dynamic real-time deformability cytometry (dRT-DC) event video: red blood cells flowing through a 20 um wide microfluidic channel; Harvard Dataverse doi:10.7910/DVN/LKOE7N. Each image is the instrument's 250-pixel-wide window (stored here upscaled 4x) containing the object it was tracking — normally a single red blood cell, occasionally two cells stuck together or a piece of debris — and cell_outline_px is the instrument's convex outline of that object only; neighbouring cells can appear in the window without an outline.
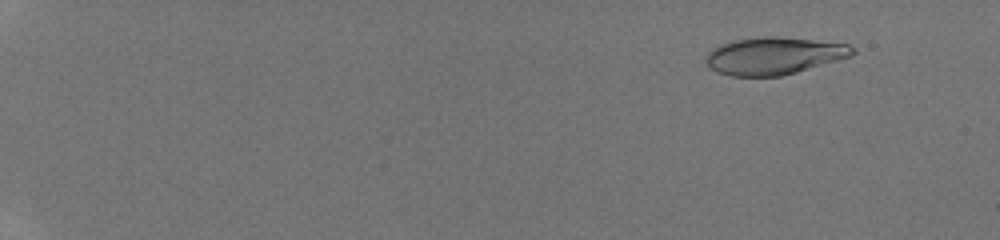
{"species": "human", "species_latin": "Homo sapiens", "temperature_condition": "room temperature", "stored_images_in_passage": 54, "camera_frame_rate_fps": 3000, "um_per_image_px": 0.085, "donor": {"sex": "male"}, "frame": {"image": 1, "passage_image": 7, "time_ms": 2.0, "image_size_px": [1000, 240], "cell_outline_px": [[856, 52], [852, 56], [796, 72], [780, 76], [732, 76], [720, 72], [712, 68], [704, 60], [704, 56], [712, 48], [732, 40], [764, 36], [776, 36], [848, 44], [856, 48]], "centroid_in_image_um": [65.79, 4.73], "position_along_channel_um": 19.2, "area_um2": 31.79}}
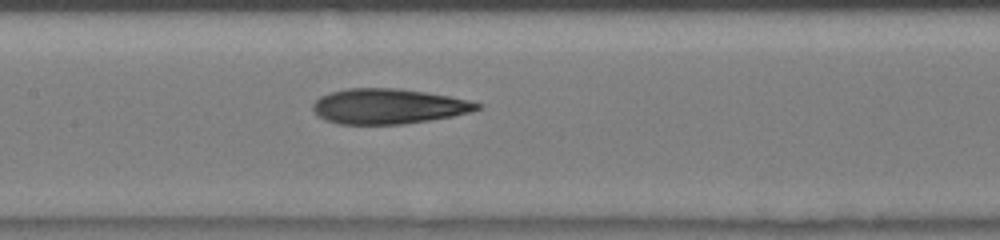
{"frame": {"image": 2, "passage_image": 31, "time_ms": 10.0, "image_size_px": [1000, 240], "cell_outline_px": [[484, 104], [480, 108], [468, 112], [452, 116], [432, 120], [404, 124], [340, 124], [328, 120], [320, 116], [312, 108], [312, 104], [320, 96], [332, 92], [348, 88], [396, 88], [424, 92], [448, 96], [468, 100]], "centroid_in_image_um": [33.02, 9.03], "position_along_channel_um": 174.4, "area_um2": 33.41}}
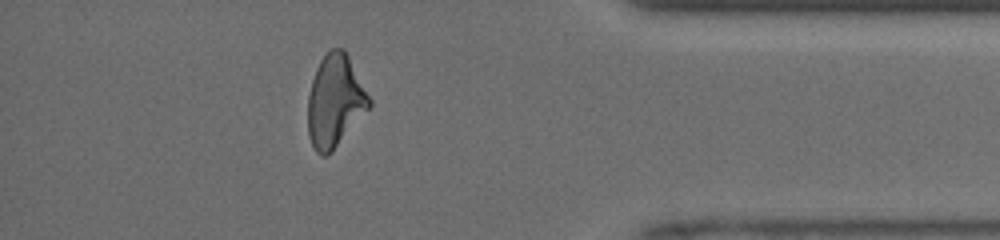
{"frame": {"image": 3, "passage_image": 49, "time_ms": 16.0, "image_size_px": [1000, 240], "cell_outline_px": [[372, 104], [332, 152], [324, 156], [320, 156], [316, 152], [308, 136], [308, 96], [312, 80], [316, 68], [320, 60], [332, 48], [344, 48], [372, 100]], "centroid_in_image_um": [28.47, 8.6], "position_along_channel_um": 406.7, "area_um2": 32.83}, "authors_computed_cell_mechanics": {"area_um2": 32.8304, "velocity_mm_per_s": 4.2199, "shape_relaxation_time_tau1_ms": 6.1253, "shape_relaxation_time_tau2_ms": 2.4768, "deformation_change_tau1": 0.2109, "deformation_change_tau2": 0.1154}}